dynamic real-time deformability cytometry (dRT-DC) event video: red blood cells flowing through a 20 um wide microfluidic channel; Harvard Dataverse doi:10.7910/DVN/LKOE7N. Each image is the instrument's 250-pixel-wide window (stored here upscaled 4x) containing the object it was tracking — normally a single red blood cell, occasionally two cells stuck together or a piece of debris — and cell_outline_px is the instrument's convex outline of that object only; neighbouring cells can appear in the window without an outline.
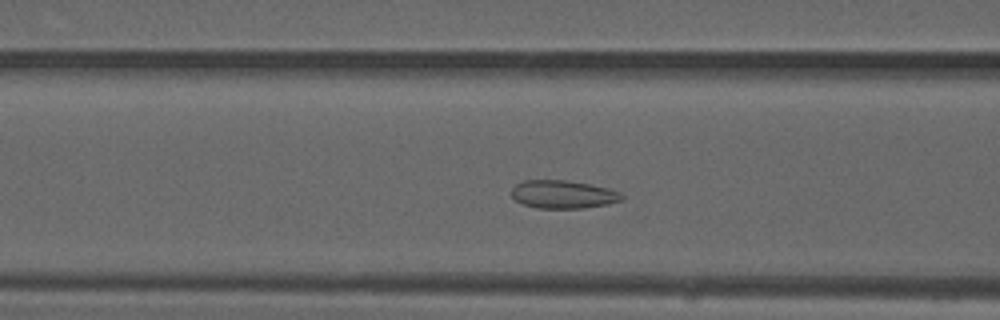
{"species": "common noctule bat (a hibernating species)", "species_latin": "Nyctalus noctula", "temperature_condition": "warm", "stored_images_in_passage": 45, "camera_frame_rate_fps": 3000, "um_per_image_px": 0.085, "animal": {"sex": "male", "forearm_length_mm": 52.5}, "frame": {"image": 1, "passage_image": 15, "time_ms": 4.667, "image_size_px": [1000, 320], "cell_outline_px": [[624, 196], [620, 200], [608, 204], [584, 208], [536, 208], [524, 204], [516, 200], [508, 192], [516, 184], [524, 180], [568, 180], [608, 188], [620, 192]], "centroid_in_image_um": [47.83, 16.52], "position_along_channel_um": 118.8, "area_um2": 18.09}}
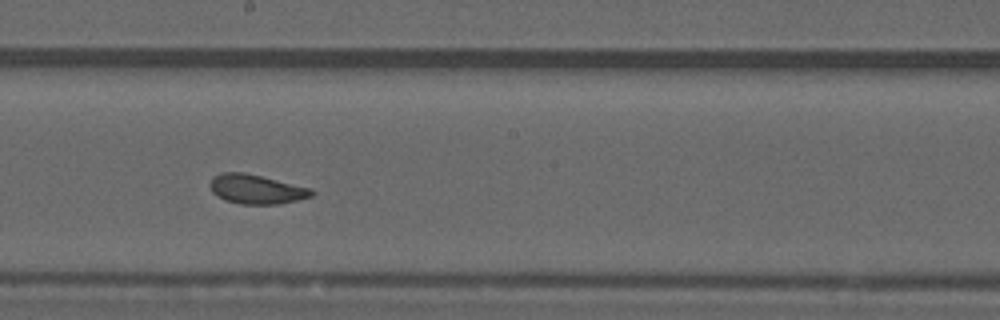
{"frame": {"image": 2, "passage_image": 23, "time_ms": 7.333, "image_size_px": [1000, 320], "cell_outline_px": [[316, 192], [312, 196], [280, 204], [240, 204], [224, 200], [216, 196], [212, 192], [208, 184], [212, 176], [220, 172], [244, 172], [312, 188]], "centroid_in_image_um": [21.75, 16.08], "position_along_channel_um": 226.5, "area_um2": 17.63}}
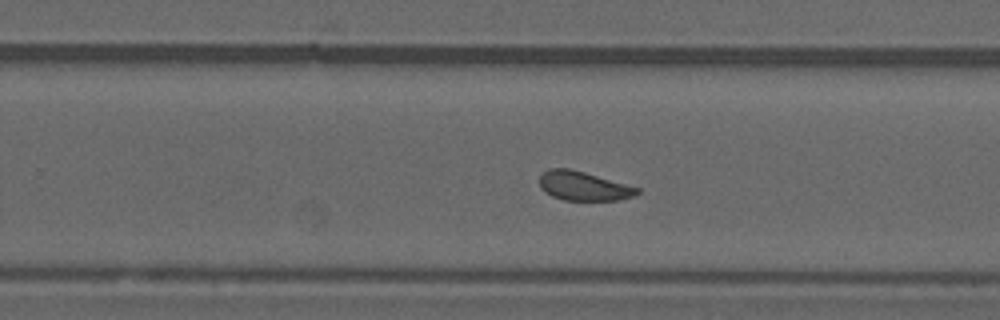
{"frame": {"image": 3, "passage_image": 27, "time_ms": 8.667, "image_size_px": [1000, 320], "cell_outline_px": [[640, 192], [632, 196], [616, 200], [564, 200], [552, 196], [544, 192], [540, 188], [540, 176], [548, 168], [568, 168], [584, 172], [640, 188]], "centroid_in_image_um": [49.56, 15.81], "position_along_channel_um": 280.2, "area_um2": 16.42}, "authors_computed_cell_mechanics": {"area_um2": 17.7446, "velocity_mm_per_s": 4.0523, "shape_relaxation_time_tau1_ms": null, "shape_relaxation_time_tau2_ms": 1.5899, "deformation_change_tau1": null, "deformation_change_tau2": 0.0765}}